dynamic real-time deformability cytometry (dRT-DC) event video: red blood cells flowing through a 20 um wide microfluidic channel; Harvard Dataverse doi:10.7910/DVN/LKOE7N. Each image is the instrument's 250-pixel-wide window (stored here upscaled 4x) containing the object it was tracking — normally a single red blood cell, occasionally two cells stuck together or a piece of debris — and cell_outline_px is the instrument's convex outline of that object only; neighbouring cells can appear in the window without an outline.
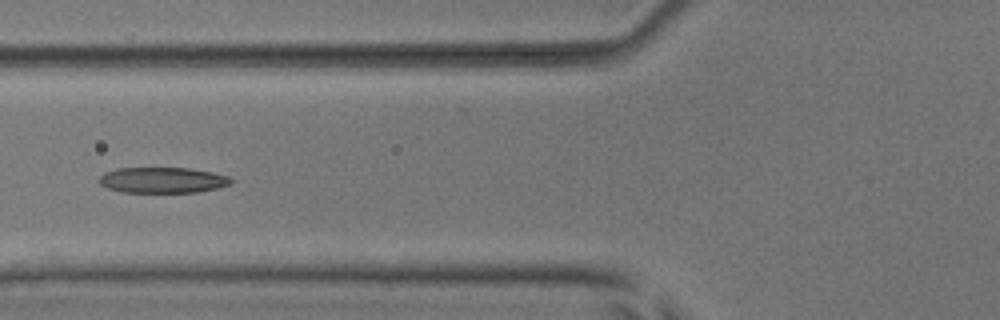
{"species": "common noctule bat (a hibernating species)", "species_latin": "Nyctalus noctula", "temperature_condition": "room temperature", "stored_images_in_passage": 5, "camera_frame_rate_fps": 3000, "um_per_image_px": 0.085, "animal": {"sex": "male", "body_mass_g": 17.9, "forearm_length_mm": 54.2}, "frame": {"image": 1, "passage_image": 5, "time_ms": 4.333, "image_size_px": [1000, 320], "cell_outline_px": [[232, 184], [216, 188], [196, 192], [120, 192], [108, 188], [100, 184], [96, 180], [104, 172], [116, 168], [188, 168], [212, 172], [228, 176], [232, 180]], "centroid_in_image_um": [13.77, 15.3], "position_along_channel_um": 112.0, "area_um2": 19.83}}